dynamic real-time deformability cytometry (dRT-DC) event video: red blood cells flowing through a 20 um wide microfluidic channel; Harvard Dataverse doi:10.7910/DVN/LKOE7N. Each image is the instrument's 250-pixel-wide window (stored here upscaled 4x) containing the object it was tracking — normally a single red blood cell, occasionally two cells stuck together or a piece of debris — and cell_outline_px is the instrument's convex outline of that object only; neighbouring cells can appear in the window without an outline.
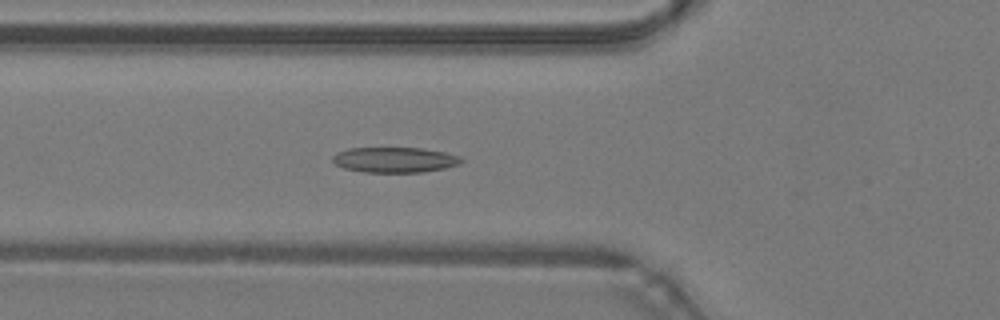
{"species": "common noctule bat (a hibernating species)", "species_latin": "Nyctalus noctula", "temperature_condition": "warm", "stored_images_in_passage": 22, "camera_frame_rate_fps": 3000, "um_per_image_px": 0.085, "animal": {"sex": "male", "body_mass_g": 19.2, "forearm_length_mm": 51.8}, "frame": {"image": 1, "passage_image": 7, "time_ms": 2.0, "image_size_px": [1000, 320], "cell_outline_px": [[464, 160], [460, 164], [444, 168], [424, 172], [364, 172], [344, 168], [336, 164], [332, 160], [332, 156], [336, 152], [348, 148], [420, 148], [444, 152], [460, 156]], "centroid_in_image_um": [33.54, 13.58], "position_along_channel_um": 92.3, "area_um2": 19.02}}
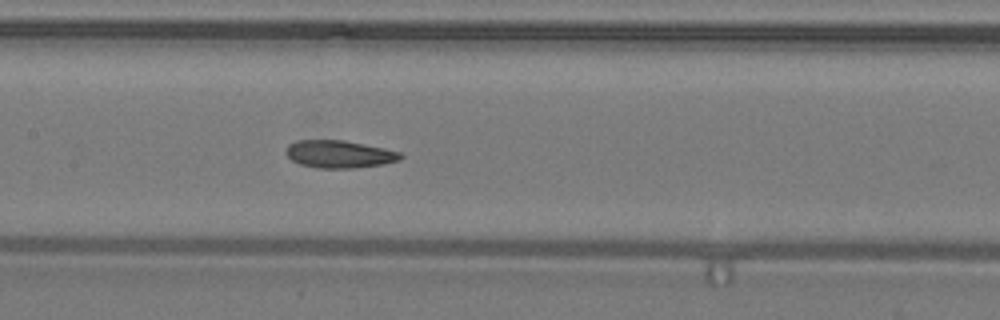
{"frame": {"image": 2, "passage_image": 13, "time_ms": 4.0, "image_size_px": [1000, 320], "cell_outline_px": [[404, 156], [400, 160], [384, 164], [356, 168], [320, 168], [300, 164], [292, 160], [284, 152], [288, 144], [296, 140], [344, 140], [384, 148], [400, 152]], "centroid_in_image_um": [28.84, 13.1], "position_along_channel_um": 178.6, "area_um2": 18.5}}
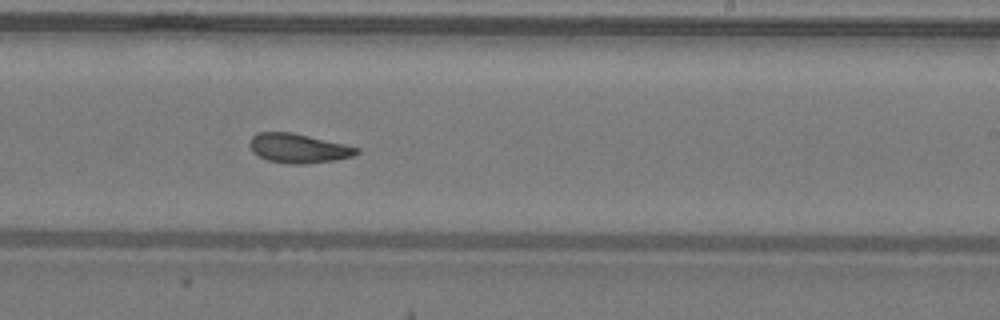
{"frame": {"image": 3, "passage_image": 19, "time_ms": 6.0, "image_size_px": [1000, 320], "cell_outline_px": [[360, 152], [352, 156], [336, 160], [308, 164], [288, 164], [268, 160], [252, 152], [248, 144], [248, 140], [256, 132], [292, 132], [344, 144], [360, 148]], "centroid_in_image_um": [25.34, 12.6], "position_along_channel_um": 263.7, "area_um2": 18.44}}